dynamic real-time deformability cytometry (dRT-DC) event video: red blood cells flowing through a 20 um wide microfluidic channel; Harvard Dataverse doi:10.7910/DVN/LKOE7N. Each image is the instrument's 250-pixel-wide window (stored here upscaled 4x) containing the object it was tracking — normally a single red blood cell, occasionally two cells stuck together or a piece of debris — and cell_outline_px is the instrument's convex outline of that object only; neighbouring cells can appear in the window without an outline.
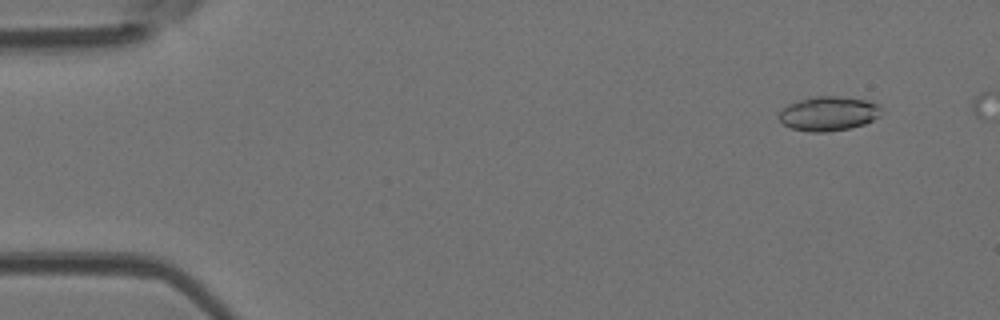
{"species": "Egyptian fruit bat (a non-hibernating species)", "species_latin": "Rousettus aegyptiacus", "temperature_condition": "room temperature", "stored_images_in_passage": 42, "camera_frame_rate_fps": 3000, "um_per_image_px": 0.085, "animal": {"sex": "female"}, "frame": {"image": 1, "passage_image": 4, "time_ms": 1.0, "image_size_px": [1000, 320], "cell_outline_px": [[880, 116], [864, 124], [848, 128], [828, 132], [812, 132], [792, 128], [784, 124], [780, 120], [780, 112], [788, 104], [812, 96], [836, 96], [868, 100], [880, 104]], "centroid_in_image_um": [70.45, 9.64], "position_along_channel_um": 14.5, "area_um2": 20.35}}
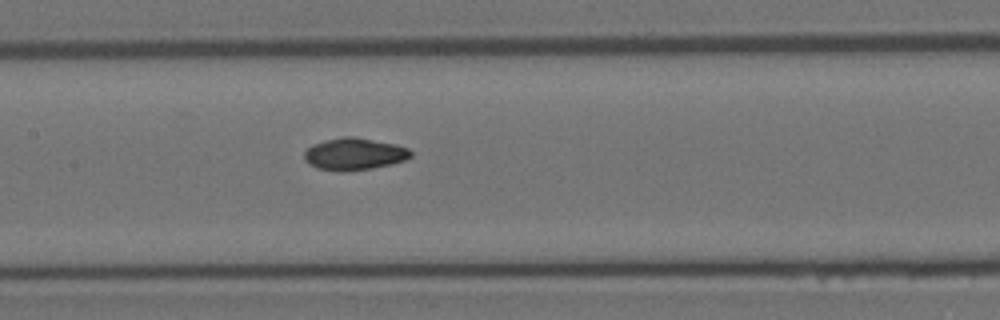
{"frame": {"image": 2, "passage_image": 23, "time_ms": 7.333, "image_size_px": [1000, 320], "cell_outline_px": [[412, 156], [404, 160], [392, 164], [372, 168], [340, 172], [316, 168], [308, 164], [304, 160], [304, 152], [312, 144], [344, 136], [352, 136], [396, 144], [408, 148], [412, 152]], "centroid_in_image_um": [30.1, 13.1], "position_along_channel_um": 177.3, "area_um2": 19.94}}
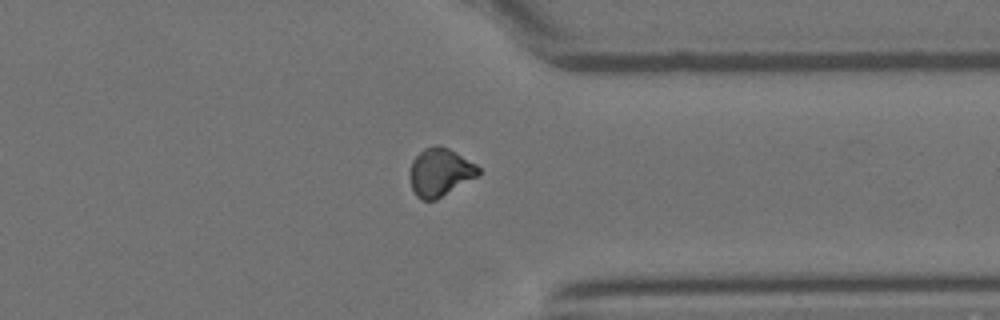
{"frame": {"image": 3, "passage_image": 37, "time_ms": 12.0, "image_size_px": [1000, 320], "cell_outline_px": [[480, 176], [436, 200], [420, 200], [416, 196], [412, 188], [408, 172], [412, 160], [424, 148], [440, 144], [448, 148], [476, 164], [480, 168]], "centroid_in_image_um": [37.4, 14.65], "position_along_channel_um": 374.0, "area_um2": 19.54}}